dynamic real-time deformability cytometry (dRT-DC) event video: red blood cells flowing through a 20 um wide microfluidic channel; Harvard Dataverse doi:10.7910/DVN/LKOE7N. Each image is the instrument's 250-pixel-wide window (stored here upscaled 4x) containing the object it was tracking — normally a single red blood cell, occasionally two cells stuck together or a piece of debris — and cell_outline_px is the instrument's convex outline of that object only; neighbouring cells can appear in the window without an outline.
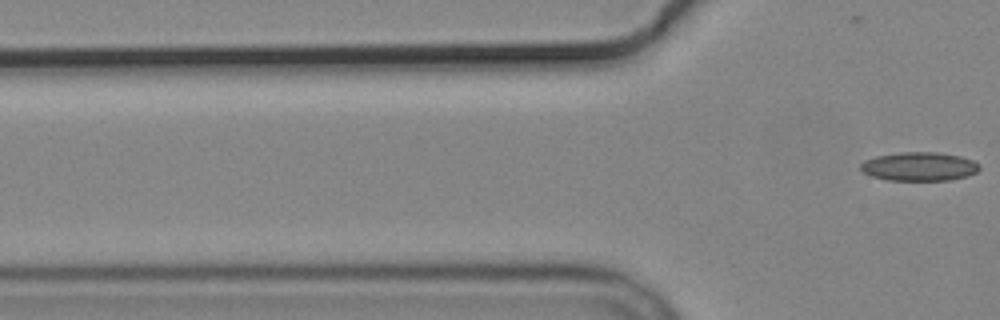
{"species": "common noctule bat (a hibernating species)", "species_latin": "Nyctalus noctula", "temperature_condition": "cold", "stored_images_in_passage": 4, "camera_frame_rate_fps": 3000, "um_per_image_px": 0.085, "animal": {"sex": "male", "body_mass_g": 19.2, "forearm_length_mm": 51.8}, "frame": {"image": 1, "passage_image": 4, "time_ms": 4.667, "image_size_px": [1000, 320], "cell_outline_px": [[980, 168], [976, 172], [968, 176], [948, 180], [888, 180], [872, 176], [864, 172], [860, 168], [860, 164], [864, 160], [876, 156], [900, 152], [936, 152], [960, 156], [972, 160], [980, 164]], "centroid_in_image_um": [78.14, 14.15], "position_along_channel_um": 47.7, "area_um2": 19.88}}